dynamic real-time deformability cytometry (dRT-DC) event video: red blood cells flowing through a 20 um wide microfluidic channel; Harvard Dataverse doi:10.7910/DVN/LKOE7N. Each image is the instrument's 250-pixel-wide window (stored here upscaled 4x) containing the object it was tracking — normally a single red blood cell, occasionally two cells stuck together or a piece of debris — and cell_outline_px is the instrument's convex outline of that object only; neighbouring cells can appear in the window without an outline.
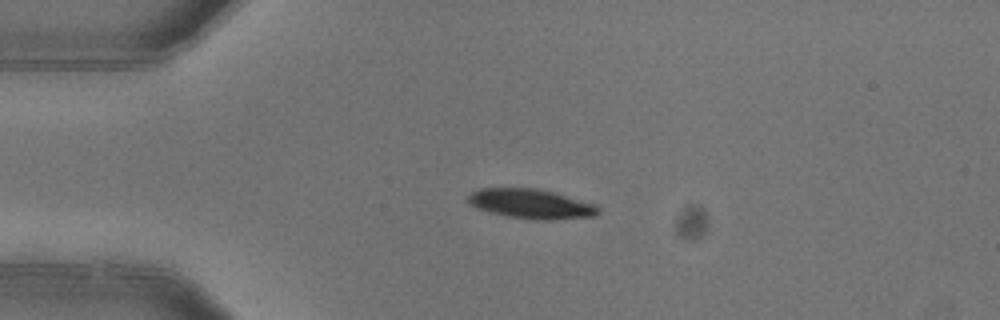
{"species": "common noctule bat (a hibernating species)", "species_latin": "Nyctalus noctula", "temperature_condition": "warm", "stored_images_in_passage": 7, "camera_frame_rate_fps": 3000, "um_per_image_px": 0.085, "animal": {"sex": "female"}, "frame": {"image": 1, "passage_image": 3, "time_ms": 0.667, "image_size_px": [1000, 320], "cell_outline_px": [[600, 212], [596, 216], [508, 216], [492, 212], [468, 204], [468, 196], [472, 192], [480, 188], [536, 188], [552, 192], [596, 204], [600, 208]], "centroid_in_image_um": [45.08, 17.25], "position_along_channel_um": 39.9, "area_um2": 20.81}}